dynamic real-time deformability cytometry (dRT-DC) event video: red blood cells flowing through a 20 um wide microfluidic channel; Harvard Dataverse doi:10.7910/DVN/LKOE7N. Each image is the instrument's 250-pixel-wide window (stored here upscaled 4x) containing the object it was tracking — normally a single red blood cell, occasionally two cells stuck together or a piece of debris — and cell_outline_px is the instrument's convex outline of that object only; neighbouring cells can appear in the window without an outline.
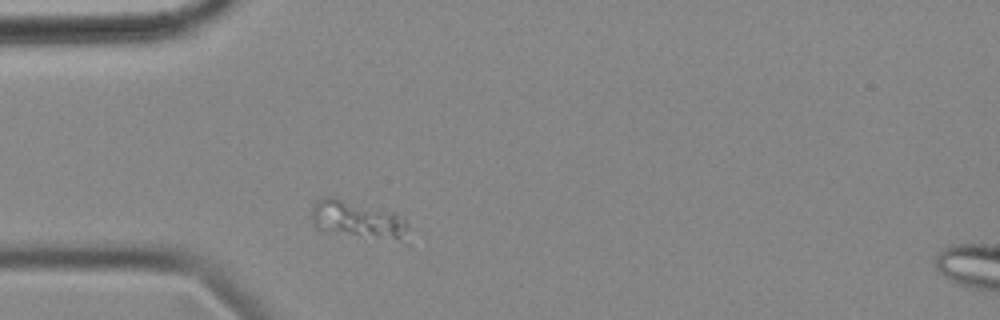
{"species": "common noctule bat (a hibernating species)", "species_latin": "Nyctalus noctula", "temperature_condition": "cold", "stored_images_in_passage": 34, "camera_frame_rate_fps": 3000, "um_per_image_px": 0.085, "animal": {"sex": "female", "body_mass_g": 18.4}, "frame": {"image": 1, "passage_image": 1, "time_ms": 0.0, "image_size_px": [1000, 320], "cell_outline_px": [[408, 228], [400, 236], [360, 236], [328, 232], [316, 228], [312, 216], [312, 208], [316, 200], [324, 196], [336, 196], [396, 212], [404, 216], [408, 224]], "centroid_in_image_um": [30.29, 18.55], "position_along_channel_um": 54.7, "area_um2": 20.58}}
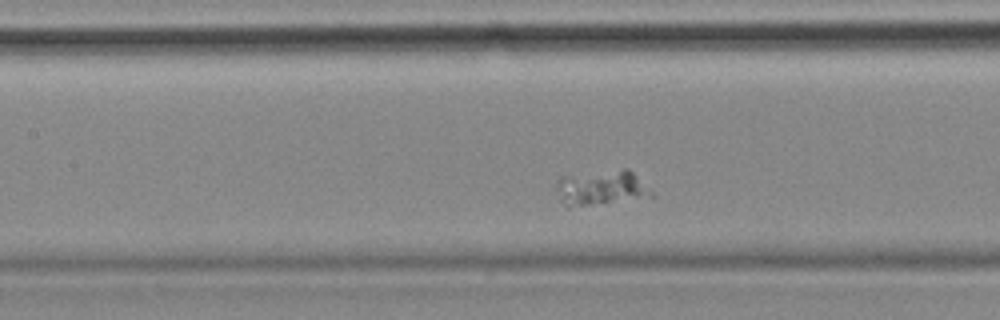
{"frame": {"image": 2, "passage_image": 11, "time_ms": 3.333, "image_size_px": [1000, 320], "cell_outline_px": [[656, 196], [568, 208], [560, 200], [556, 188], [556, 184], [564, 176], [624, 168], [628, 168]], "centroid_in_image_um": [51.09, 15.98], "position_along_channel_um": 156.3, "area_um2": 19.19}}
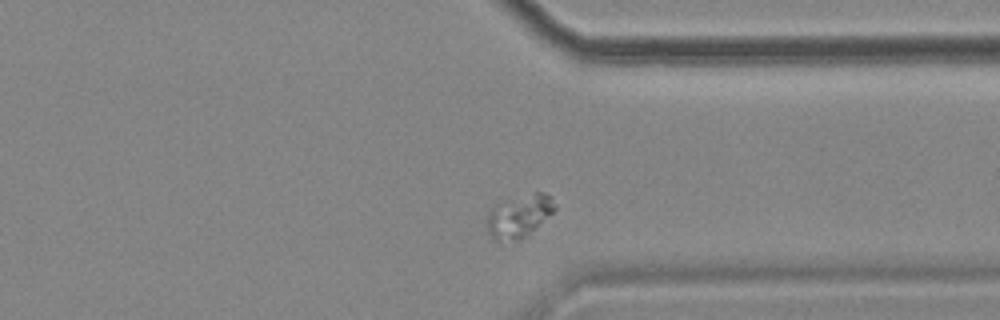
{"frame": {"image": 3, "passage_image": 30, "time_ms": 9.667, "image_size_px": [1000, 320], "cell_outline_px": [[556, 208], [552, 212], [520, 240], [496, 240], [488, 232], [484, 220], [488, 212], [492, 208], [536, 192], [544, 192], [552, 196]], "centroid_in_image_um": [44.1, 18.38], "position_along_channel_um": 367.3, "area_um2": 16.07}}